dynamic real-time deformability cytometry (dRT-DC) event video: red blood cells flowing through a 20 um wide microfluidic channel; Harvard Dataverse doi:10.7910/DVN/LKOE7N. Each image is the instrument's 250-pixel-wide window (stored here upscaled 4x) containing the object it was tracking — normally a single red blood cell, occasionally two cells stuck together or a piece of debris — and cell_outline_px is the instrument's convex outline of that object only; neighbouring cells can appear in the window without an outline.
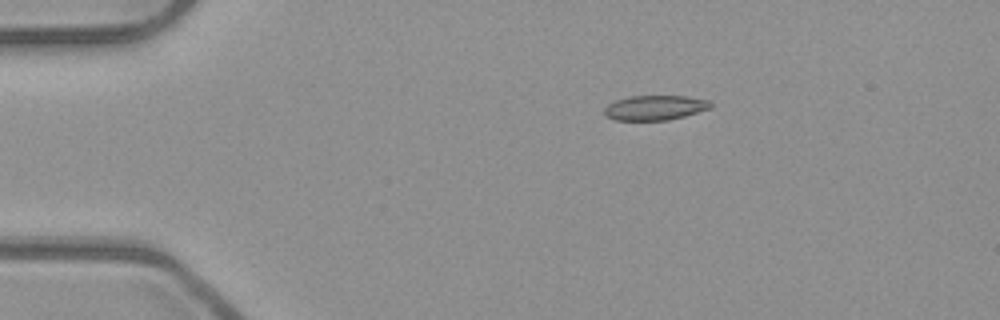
{"species": "common noctule bat (a hibernating species)", "species_latin": "Nyctalus noctula", "temperature_condition": "room temperature", "stored_images_in_passage": 5, "camera_frame_rate_fps": 3000, "um_per_image_px": 0.085, "animal": {"sex": "male", "body_mass_g": 23.1, "forearm_length_mm": 52.7}, "frame": {"image": 1, "passage_image": 3, "time_ms": 0.667, "image_size_px": [1000, 320], "cell_outline_px": [[712, 108], [684, 116], [668, 120], [616, 120], [604, 116], [604, 108], [608, 104], [616, 100], [628, 96], [688, 96], [708, 100], [712, 104]], "centroid_in_image_um": [55.66, 9.15], "position_along_channel_um": 29.3, "area_um2": 15.43}}
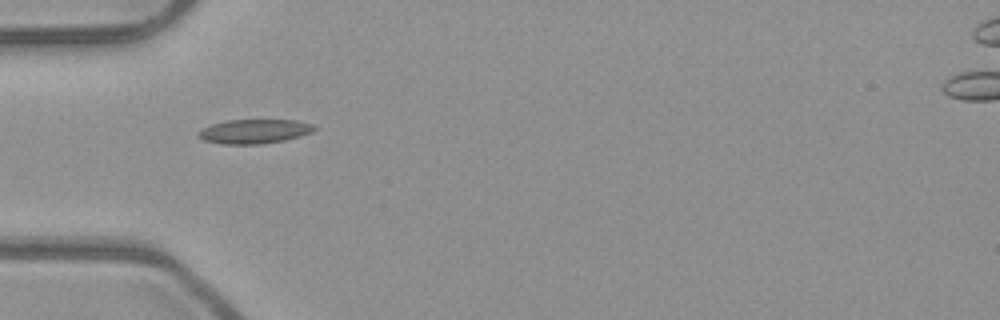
{"frame": {"image": 2, "passage_image": 5, "time_ms": 1.333, "image_size_px": [1000, 320], "cell_outline_px": [[316, 128], [312, 132], [300, 136], [284, 140], [260, 144], [220, 144], [204, 140], [196, 136], [196, 132], [200, 128], [212, 124], [228, 120], [296, 120], [312, 124]], "centroid_in_image_um": [21.56, 11.17], "position_along_channel_um": 63.4, "area_um2": 16.47}}